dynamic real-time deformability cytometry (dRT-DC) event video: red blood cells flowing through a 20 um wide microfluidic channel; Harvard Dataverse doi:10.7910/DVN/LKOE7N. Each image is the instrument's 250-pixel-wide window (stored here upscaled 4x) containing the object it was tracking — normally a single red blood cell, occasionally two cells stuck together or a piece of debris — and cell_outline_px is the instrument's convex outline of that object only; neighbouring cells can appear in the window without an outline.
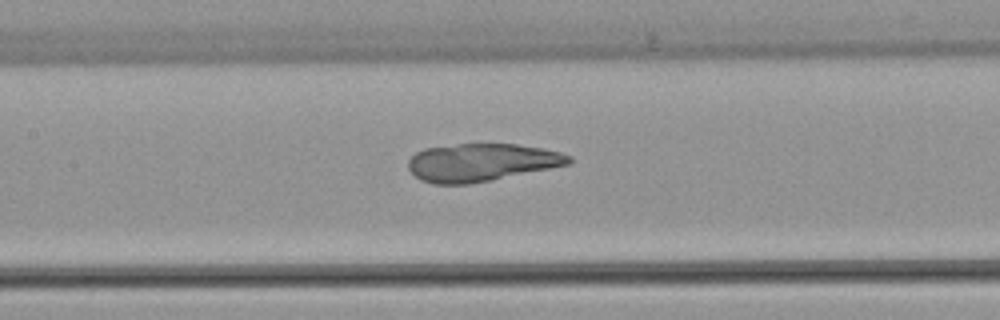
{"species": "common noctule bat (a hibernating species)", "species_latin": "Nyctalus noctula", "temperature_condition": "warm", "stored_images_in_passage": 40, "camera_frame_rate_fps": 3000, "um_per_image_px": 0.085, "animal": {"sex": "female", "body_mass_g": 22.7, "forearm_length_mm": 54.2}, "frame": {"image": 1, "passage_image": 23, "time_ms": 7.333, "image_size_px": [1000, 320], "cell_outline_px": [[572, 160], [568, 164], [492, 180], [468, 184], [432, 184], [420, 180], [408, 168], [408, 160], [416, 152], [424, 148], [460, 144], [516, 144], [544, 148], [560, 152], [572, 156]], "centroid_in_image_um": [40.9, 13.8], "position_along_channel_um": 166.5, "area_um2": 35.26}}